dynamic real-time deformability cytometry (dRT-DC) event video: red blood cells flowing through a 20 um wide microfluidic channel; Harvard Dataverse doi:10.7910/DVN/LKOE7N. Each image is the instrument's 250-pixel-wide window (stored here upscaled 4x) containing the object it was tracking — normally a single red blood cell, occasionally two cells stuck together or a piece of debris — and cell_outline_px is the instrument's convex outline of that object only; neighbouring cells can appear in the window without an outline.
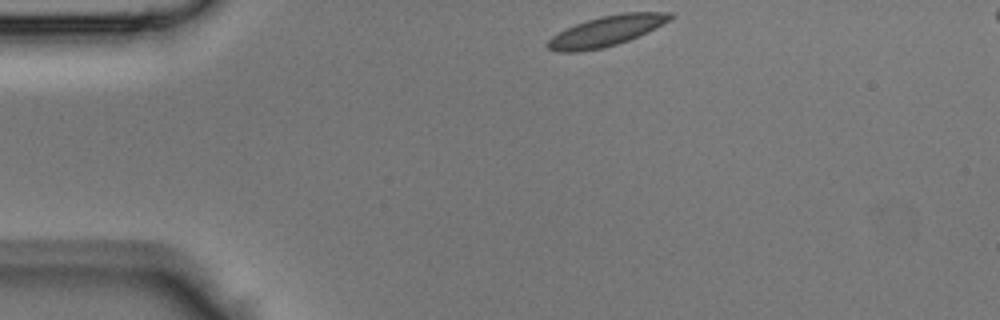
{"species": "Egyptian fruit bat (a non-hibernating species)", "species_latin": "Rousettus aegyptiacus", "temperature_condition": "room temperature", "stored_images_in_passage": 36, "camera_frame_rate_fps": 3000, "um_per_image_px": 0.085, "animal": {"sex": "male"}, "frame": {"image": 1, "passage_image": 1, "time_ms": 0.0, "image_size_px": [1000, 320], "cell_outline_px": [[676, 16], [628, 40], [604, 48], [576, 52], [556, 52], [548, 48], [548, 40], [552, 36], [576, 24], [600, 16], [624, 12], [672, 12]], "centroid_in_image_um": [51.51, 2.63], "position_along_channel_um": 33.5, "area_um2": 21.1}}
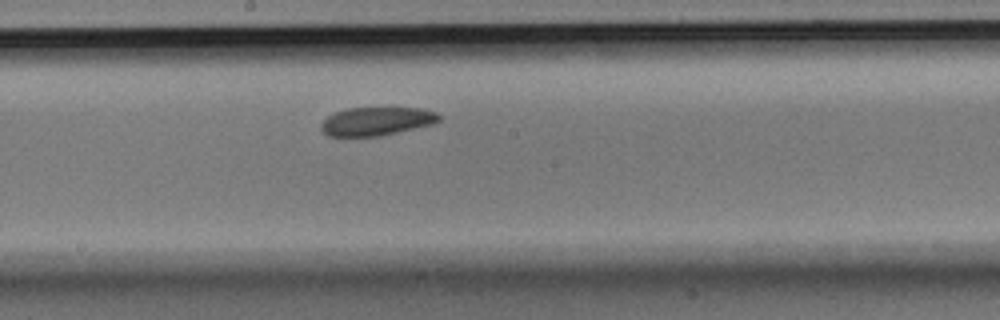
{"frame": {"image": 2, "passage_image": 16, "time_ms": 5.0, "image_size_px": [1000, 320], "cell_outline_px": [[440, 120], [432, 124], [380, 136], [328, 136], [320, 128], [320, 124], [328, 116], [336, 112], [348, 108], [424, 108], [436, 112], [440, 116]], "centroid_in_image_um": [32.01, 10.3], "position_along_channel_um": 216.2, "area_um2": 19.42}}
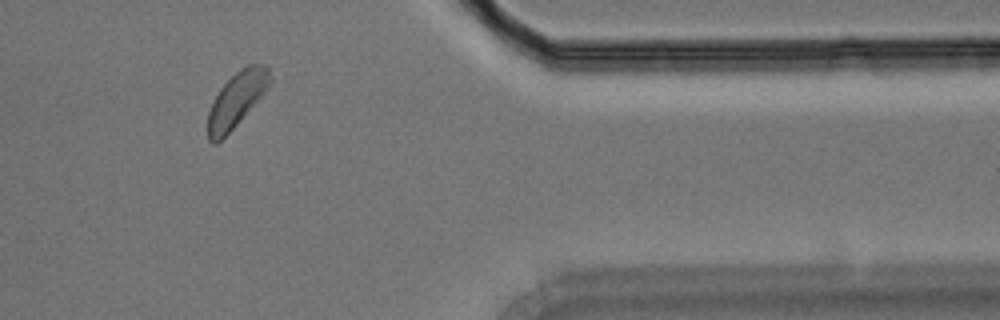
{"frame": {"image": 3, "passage_image": 29, "time_ms": 9.333, "image_size_px": [1000, 320], "cell_outline_px": [[272, 84], [236, 124], [216, 144], [212, 144], [208, 140], [208, 112], [220, 88], [236, 72], [248, 64], [268, 64], [272, 80]], "centroid_in_image_um": [20.14, 8.42], "position_along_channel_um": 391.3, "area_um2": 19.54}}